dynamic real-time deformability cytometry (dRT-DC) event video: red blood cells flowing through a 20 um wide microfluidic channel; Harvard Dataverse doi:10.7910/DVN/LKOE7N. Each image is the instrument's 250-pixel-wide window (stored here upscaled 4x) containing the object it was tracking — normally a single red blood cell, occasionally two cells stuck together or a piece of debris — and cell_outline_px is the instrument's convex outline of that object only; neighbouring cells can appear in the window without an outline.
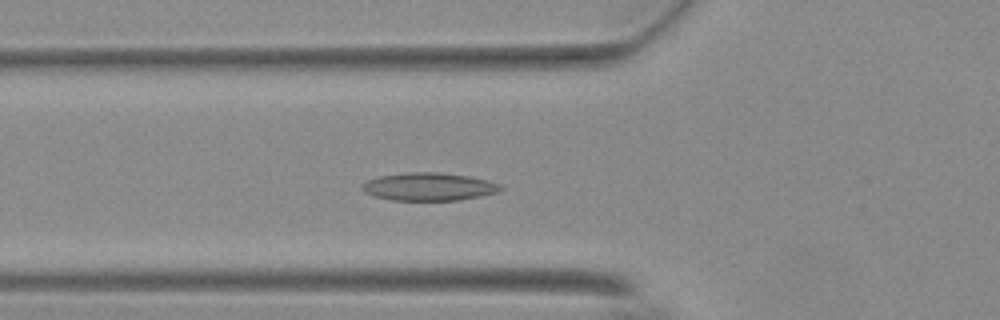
{"species": "Egyptian fruit bat (a non-hibernating species)", "species_latin": "Rousettus aegyptiacus", "temperature_condition": "warm", "stored_images_in_passage": 47, "camera_frame_rate_fps": 3000, "um_per_image_px": 0.085, "animal": {"sex": "female"}, "frame": {"image": 1, "passage_image": 15, "time_ms": 4.667, "image_size_px": [1000, 320], "cell_outline_px": [[504, 188], [496, 192], [480, 196], [460, 200], [392, 200], [376, 196], [364, 192], [360, 188], [368, 180], [380, 176], [408, 172], [436, 172], [468, 176], [500, 184]], "centroid_in_image_um": [36.44, 15.87], "position_along_channel_um": 89.4, "area_um2": 22.2}}
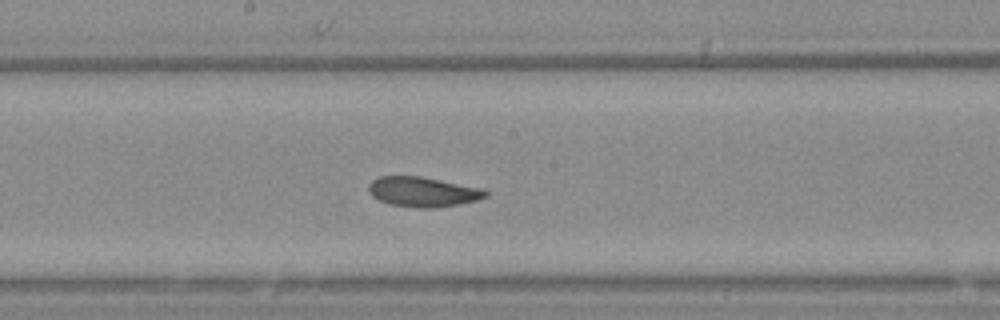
{"frame": {"image": 2, "passage_image": 25, "time_ms": 8.0, "image_size_px": [1000, 320], "cell_outline_px": [[488, 196], [476, 200], [460, 204], [436, 208], [416, 208], [388, 204], [372, 196], [368, 188], [368, 184], [372, 180], [380, 176], [420, 176], [484, 188], [488, 192]], "centroid_in_image_um": [35.96, 16.31], "position_along_channel_um": 212.2, "area_um2": 20.58}}
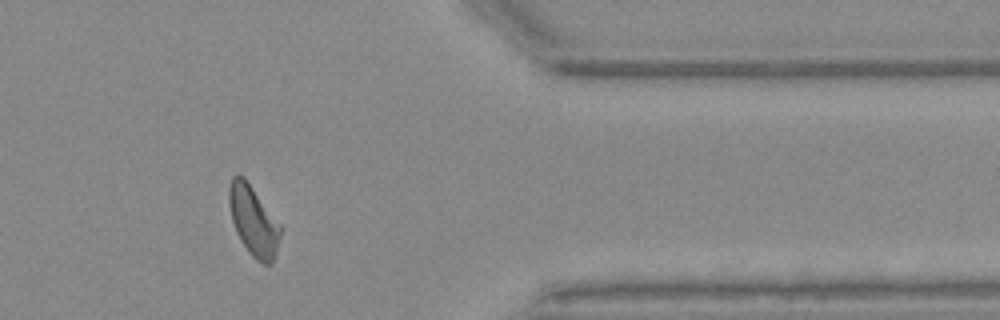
{"frame": {"image": 3, "passage_image": 41, "time_ms": 13.333, "image_size_px": [1000, 320], "cell_outline_px": [[280, 236], [276, 252], [272, 264], [264, 264], [256, 260], [248, 252], [240, 240], [236, 232], [232, 220], [228, 204], [228, 188], [232, 176], [244, 176], [280, 224]], "centroid_in_image_um": [21.52, 18.77], "position_along_channel_um": 389.9, "area_um2": 20.87}, "authors_computed_cell_mechanics": {"area_um2": 20.6924, "velocity_mm_per_s": 3.6879, "shape_relaxation_time_tau1_ms": null, "shape_relaxation_time_tau2_ms": 3.3996, "deformation_change_tau1": null, "deformation_change_tau2": 0.1046}}